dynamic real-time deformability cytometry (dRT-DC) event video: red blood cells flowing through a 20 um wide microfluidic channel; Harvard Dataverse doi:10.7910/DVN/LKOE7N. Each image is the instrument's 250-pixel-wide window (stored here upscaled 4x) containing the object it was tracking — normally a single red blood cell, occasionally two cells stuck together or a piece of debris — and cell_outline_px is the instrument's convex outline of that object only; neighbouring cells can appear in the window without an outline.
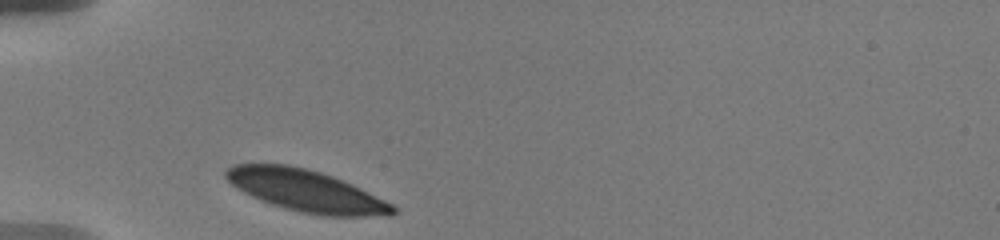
{"species": "human", "species_latin": "Homo sapiens", "temperature_condition": "warm", "stored_images_in_passage": 18, "camera_frame_rate_fps": 3000, "um_per_image_px": 0.085, "donor": {"sex": "male"}, "frame": {"image": 1, "passage_image": 1, "time_ms": 0.0, "image_size_px": [1000, 240], "cell_outline_px": [[396, 212], [392, 216], [320, 216], [300, 212], [284, 208], [260, 200], [244, 192], [232, 184], [224, 176], [224, 172], [228, 168], [236, 164], [288, 164], [308, 168], [332, 176], [352, 184], [392, 204], [396, 208]], "centroid_in_image_um": [26.03, 16.22], "position_along_channel_um": 59.0, "area_um2": 40.52}}
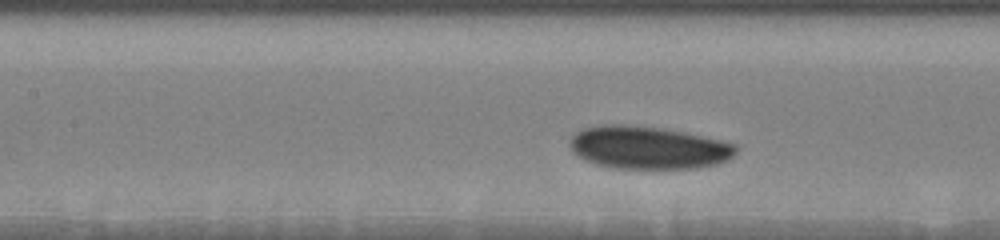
{"frame": {"image": 2, "passage_image": 13, "time_ms": 3.0, "image_size_px": [1000, 240], "cell_outline_px": [[736, 152], [732, 156], [716, 164], [696, 168], [612, 168], [596, 164], [584, 160], [572, 152], [568, 144], [568, 140], [576, 132], [584, 128], [604, 124], [620, 124], [660, 128], [684, 132], [720, 140], [736, 144]], "centroid_in_image_um": [55.03, 12.54], "position_along_channel_um": 152.4, "area_um2": 41.27}}
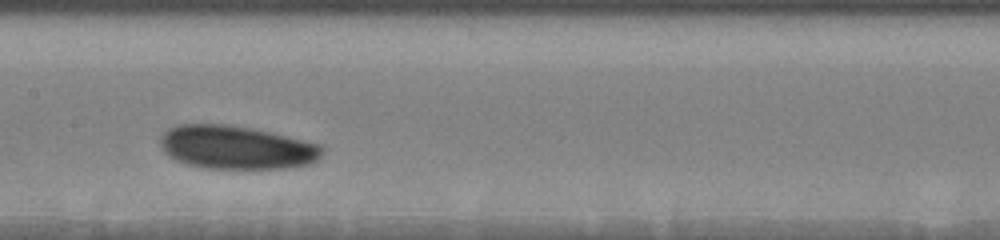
{"frame": {"image": 3, "passage_image": 17, "time_ms": 4.0, "image_size_px": [1000, 240], "cell_outline_px": [[324, 152], [316, 160], [308, 164], [288, 168], [204, 168], [188, 164], [176, 160], [168, 156], [164, 152], [160, 144], [160, 136], [168, 128], [176, 124], [228, 124], [252, 128], [320, 144], [324, 148]], "centroid_in_image_um": [20.06, 12.52], "position_along_channel_um": 187.3, "area_um2": 41.04}}